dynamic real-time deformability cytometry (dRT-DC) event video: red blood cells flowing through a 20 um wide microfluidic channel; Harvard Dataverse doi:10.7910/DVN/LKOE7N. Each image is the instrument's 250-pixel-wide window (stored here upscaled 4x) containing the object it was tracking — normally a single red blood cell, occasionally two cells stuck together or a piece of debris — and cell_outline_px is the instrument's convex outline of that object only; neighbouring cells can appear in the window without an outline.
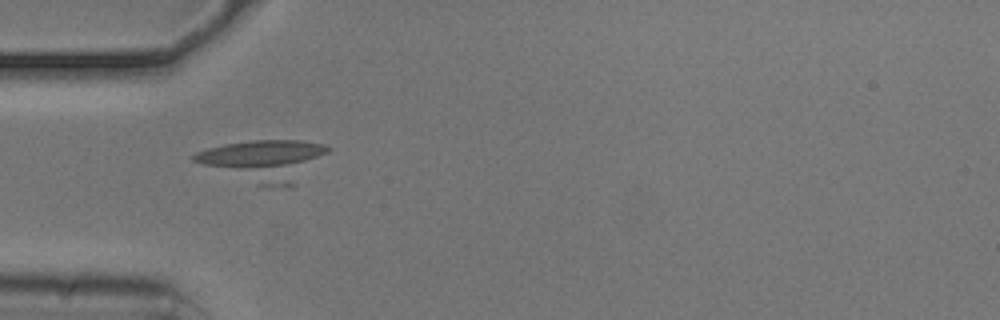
{"species": "common noctule bat (a hibernating species)", "species_latin": "Nyctalus noctula", "temperature_condition": "cold", "stored_images_in_passage": 55, "segment_of_instrument_passage": [2, 2], "camera_frame_rate_fps": 3000, "um_per_image_px": 0.085, "animal": {"sex": "male", "body_mass_g": 20.5, "forearm_length_mm": 52.5}, "frame": {"image": 1, "passage_image": 17, "time_ms": 5.333, "image_size_px": [1000, 320], "cell_outline_px": [[332, 148], [292, 188], [264, 188], [192, 160], [192, 156], [196, 152], [208, 148], [224, 144], [252, 140], [304, 140], [324, 144]], "centroid_in_image_um": [22.51, 13.66], "position_along_channel_um": 62.5, "area_um2": 32.48}}
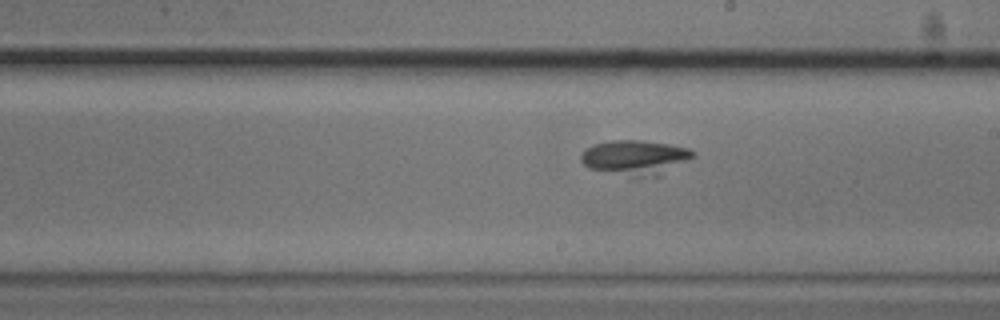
{"frame": {"image": 2, "passage_image": 31, "time_ms": 10.0, "image_size_px": [1000, 320], "cell_outline_px": [[696, 156], [660, 176], [636, 180], [632, 180], [588, 168], [580, 160], [580, 156], [588, 148], [596, 144], [608, 140], [640, 140], [672, 144], [688, 148], [696, 152]], "centroid_in_image_um": [54.02, 13.45], "position_along_channel_um": 235.0, "area_um2": 23.76}}
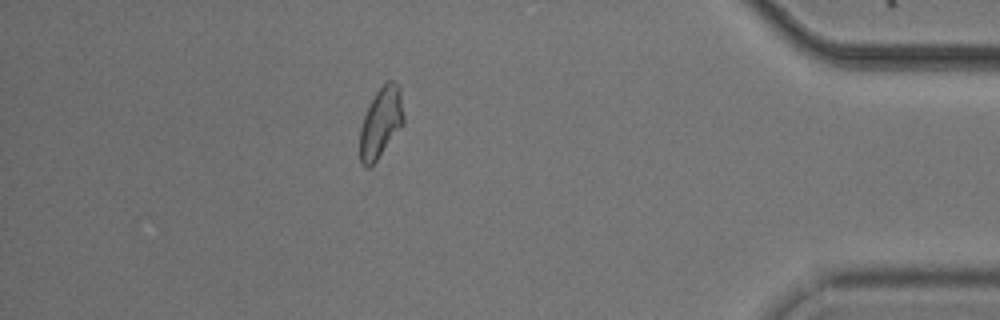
{"frame": {"image": 3, "passage_image": 48, "time_ms": 15.667, "image_size_px": [1000, 320], "cell_outline_px": [[404, 124], [376, 160], [368, 168], [364, 168], [360, 160], [360, 128], [364, 116], [376, 92], [388, 80], [392, 80], [400, 88], [404, 116]], "centroid_in_image_um": [32.38, 10.43], "position_along_channel_um": 402.8, "area_um2": 17.69}}